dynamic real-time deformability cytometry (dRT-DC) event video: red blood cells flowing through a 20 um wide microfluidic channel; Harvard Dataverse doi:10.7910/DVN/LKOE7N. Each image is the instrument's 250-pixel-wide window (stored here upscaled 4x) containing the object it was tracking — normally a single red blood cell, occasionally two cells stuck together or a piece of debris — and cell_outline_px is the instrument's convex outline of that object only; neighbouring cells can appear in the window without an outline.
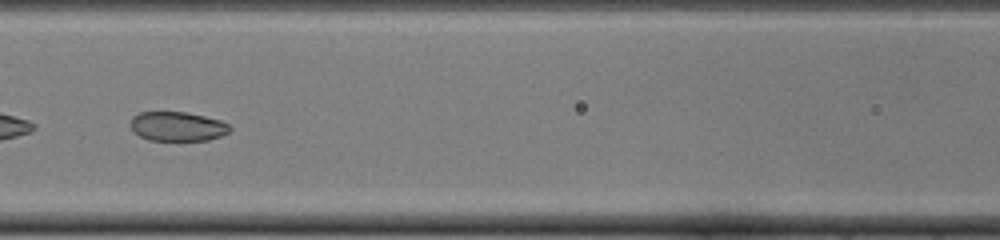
{"species": "common noctule bat (a hibernating species)", "species_latin": "Nyctalus noctula", "temperature_condition": "cold", "stored_images_in_passage": 49, "camera_frame_rate_fps": 3000, "um_per_image_px": 0.085, "animal": {"sex": "female", "body_mass_g": 22.0, "forearm_length_mm": 56.7}, "frame": {"image": 1, "passage_image": 22, "time_ms": 7.0, "image_size_px": [1000, 240], "cell_outline_px": [[232, 128], [228, 132], [220, 136], [208, 140], [148, 140], [132, 132], [132, 116], [140, 112], [188, 112], [220, 120], [228, 124]], "centroid_in_image_um": [15.08, 10.74], "position_along_channel_um": 151.5, "area_um2": 16.94}}
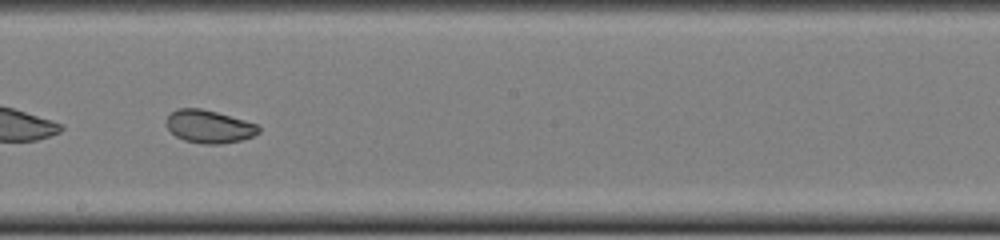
{"frame": {"image": 2, "passage_image": 28, "time_ms": 9.0, "image_size_px": [1000, 240], "cell_outline_px": [[260, 132], [252, 136], [240, 140], [220, 144], [204, 144], [184, 140], [176, 136], [168, 128], [168, 116], [176, 108], [200, 108], [216, 112], [244, 120], [256, 124], [260, 128]], "centroid_in_image_um": [17.78, 10.76], "position_along_channel_um": 230.4, "area_um2": 17.4}, "authors_computed_cell_mechanics": {"area_um2": 23.2356, "velocity_mm_per_s": 3.9677, "shape_relaxation_time_tau1_ms": 6.0233, "shape_relaxation_time_tau2_ms": 2.0899, "deformation_change_tau1": 0.1369, "deformation_change_tau2": 0.0553}}